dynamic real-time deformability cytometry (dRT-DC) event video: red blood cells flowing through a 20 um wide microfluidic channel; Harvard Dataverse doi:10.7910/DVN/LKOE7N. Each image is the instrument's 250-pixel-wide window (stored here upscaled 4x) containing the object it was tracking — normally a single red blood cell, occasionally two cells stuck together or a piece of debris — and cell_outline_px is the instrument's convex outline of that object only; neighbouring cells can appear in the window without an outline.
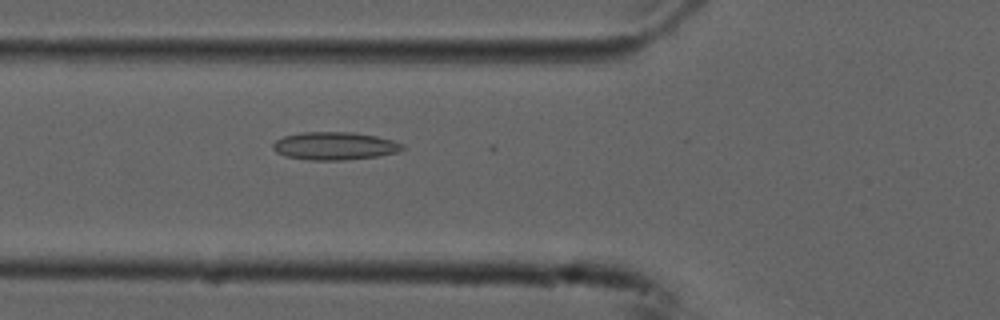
{"species": "common noctule bat (a hibernating species)", "species_latin": "Nyctalus noctula", "temperature_condition": "cold", "stored_images_in_passage": 24, "camera_frame_rate_fps": 3000, "um_per_image_px": 0.085, "animal": {"sex": "male", "forearm_length_mm": 52.5}, "frame": {"image": 1, "passage_image": 20, "time_ms": 6.333, "image_size_px": [1000, 320], "cell_outline_px": [[404, 148], [400, 152], [376, 156], [344, 160], [308, 160], [284, 156], [276, 152], [272, 148], [272, 144], [276, 140], [284, 136], [300, 132], [352, 132], [376, 136], [392, 140], [404, 144]], "centroid_in_image_um": [28.43, 12.4], "position_along_channel_um": 97.4, "area_um2": 21.15}}
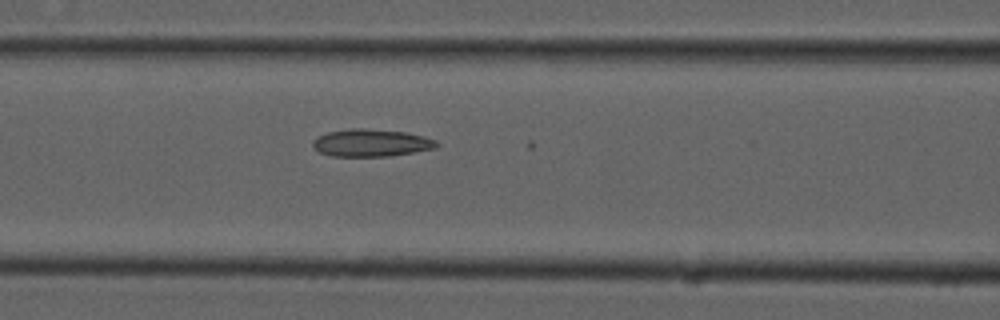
{"frame": {"image": 2, "passage_image": 23, "time_ms": 7.333, "image_size_px": [1000, 320], "cell_outline_px": [[440, 144], [436, 148], [388, 156], [332, 156], [320, 152], [312, 148], [312, 140], [328, 132], [348, 128], [360, 128], [404, 132], [424, 136], [436, 140]], "centroid_in_image_um": [31.53, 12.14], "position_along_channel_um": 135.1, "area_um2": 19.71}}